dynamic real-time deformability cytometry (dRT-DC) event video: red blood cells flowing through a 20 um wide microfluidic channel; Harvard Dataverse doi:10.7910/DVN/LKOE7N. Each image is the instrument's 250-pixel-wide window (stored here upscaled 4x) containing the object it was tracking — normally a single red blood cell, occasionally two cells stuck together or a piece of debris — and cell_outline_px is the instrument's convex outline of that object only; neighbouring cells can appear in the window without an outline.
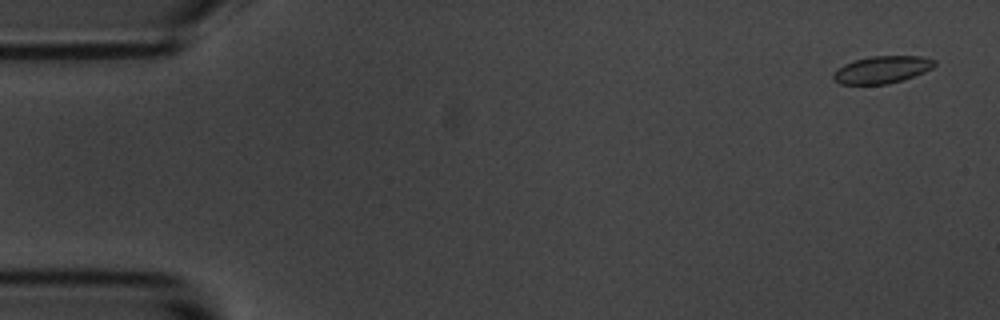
{"species": "common noctule bat (a hibernating species)", "species_latin": "Nyctalus noctula", "temperature_condition": "room temperature", "stored_images_in_passage": 5, "camera_frame_rate_fps": 3000, "um_per_image_px": 0.085, "animal": {"sex": "male", "body_mass_g": 20.1, "forearm_length_mm": 53.5}, "frame": {"image": 1, "passage_image": 1, "time_ms": 0.0, "image_size_px": [1000, 320], "cell_outline_px": [[936, 64], [932, 68], [924, 72], [888, 84], [840, 84], [832, 76], [832, 72], [836, 68], [844, 64], [856, 60], [872, 56], [920, 56], [936, 60]], "centroid_in_image_um": [74.95, 5.91], "position_along_channel_um": 10.1, "area_um2": 15.95}}
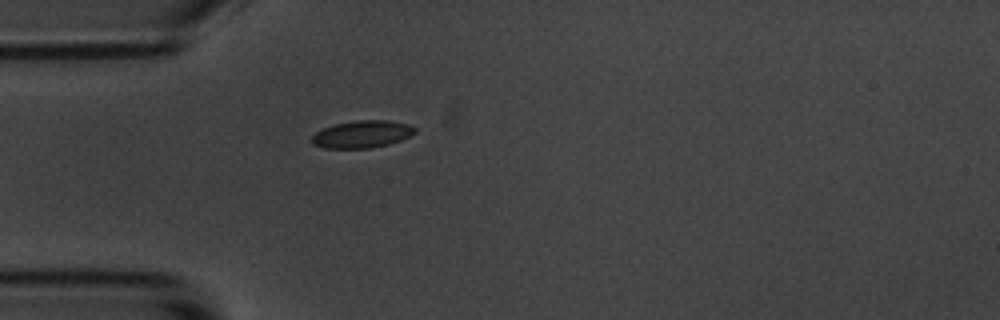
{"frame": {"image": 2, "passage_image": 5, "time_ms": 4.667, "image_size_px": [1000, 320], "cell_outline_px": [[416, 132], [400, 140], [388, 144], [368, 148], [324, 148], [312, 144], [312, 136], [316, 132], [332, 124], [356, 120], [388, 120], [408, 124], [416, 128]], "centroid_in_image_um": [30.75, 11.4], "position_along_channel_um": 54.2, "area_um2": 16.36}}